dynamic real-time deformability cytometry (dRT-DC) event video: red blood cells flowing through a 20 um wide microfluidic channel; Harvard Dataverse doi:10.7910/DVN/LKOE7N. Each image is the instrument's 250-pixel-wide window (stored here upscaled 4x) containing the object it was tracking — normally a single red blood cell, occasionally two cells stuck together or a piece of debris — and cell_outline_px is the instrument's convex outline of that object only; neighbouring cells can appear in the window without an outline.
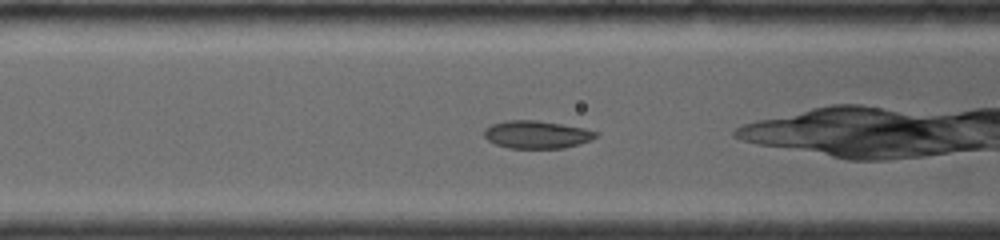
{"species": "common noctule bat (a hibernating species)", "species_latin": "Nyctalus noctula", "temperature_condition": "room temperature", "stored_images_in_passage": 39, "camera_frame_rate_fps": 4000, "um_per_image_px": 0.085, "animal": {"sex": "female", "body_mass_g": 19.0, "forearm_length_mm": 56.7}, "frame": {"image": 1, "passage_image": 3, "time_ms": 1.25, "image_size_px": [1000, 240], "cell_outline_px": [[600, 136], [592, 140], [564, 148], [508, 148], [496, 144], [488, 140], [484, 136], [484, 128], [492, 124], [508, 120], [536, 120], [584, 128], [600, 132]], "centroid_in_image_um": [45.66, 11.44], "position_along_channel_um": 120.9, "area_um2": 18.15}}
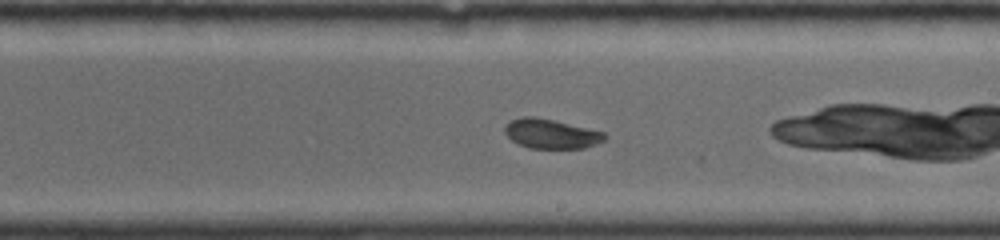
{"frame": {"image": 2, "passage_image": 13, "time_ms": 4.25, "image_size_px": [1000, 240], "cell_outline_px": [[608, 136], [604, 140], [596, 144], [584, 148], [528, 148], [512, 140], [504, 132], [504, 128], [512, 120], [520, 116], [536, 116], [604, 132]], "centroid_in_image_um": [46.85, 11.37], "position_along_channel_um": 242.2, "area_um2": 17.05}}
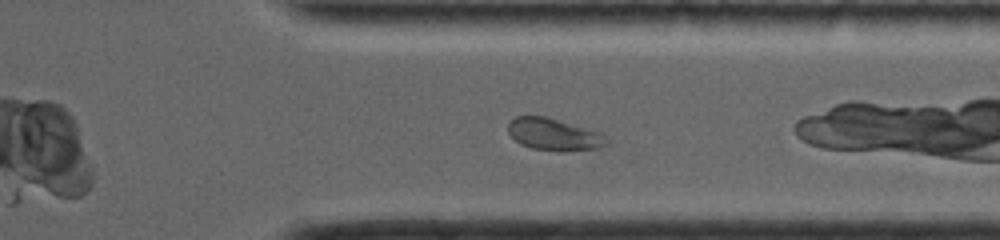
{"frame": {"image": 3, "passage_image": 26, "time_ms": 7.25, "image_size_px": [1000, 240], "cell_outline_px": [[608, 144], [600, 148], [532, 148], [520, 144], [508, 132], [508, 124], [516, 116], [544, 116], [600, 132], [608, 140]], "centroid_in_image_um": [47.05, 11.37], "position_along_channel_um": 364.4, "area_um2": 17.34}}